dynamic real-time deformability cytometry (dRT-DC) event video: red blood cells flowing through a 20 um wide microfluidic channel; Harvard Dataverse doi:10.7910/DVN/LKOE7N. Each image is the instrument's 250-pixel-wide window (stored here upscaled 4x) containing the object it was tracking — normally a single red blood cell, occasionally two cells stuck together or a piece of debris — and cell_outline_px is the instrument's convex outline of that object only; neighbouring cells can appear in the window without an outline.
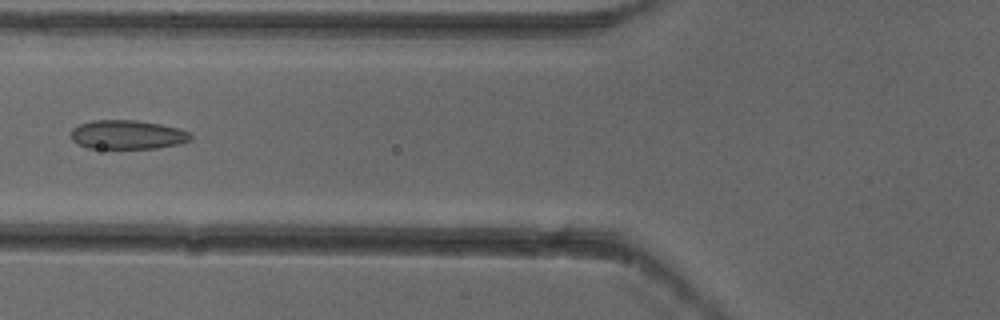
{"species": "common noctule bat (a hibernating species)", "species_latin": "Nyctalus noctula", "temperature_condition": "cold", "stored_images_in_passage": 5, "camera_frame_rate_fps": 3000, "um_per_image_px": 0.085, "animal": {"sex": "female"}, "frame": {"image": 1, "passage_image": 5, "time_ms": 1.333, "image_size_px": [1000, 320], "cell_outline_px": [[192, 140], [180, 144], [156, 148], [88, 148], [72, 140], [72, 128], [80, 124], [92, 120], [136, 120], [160, 124], [192, 132]], "centroid_in_image_um": [10.87, 11.44], "position_along_channel_um": 114.9, "area_um2": 20.23}}